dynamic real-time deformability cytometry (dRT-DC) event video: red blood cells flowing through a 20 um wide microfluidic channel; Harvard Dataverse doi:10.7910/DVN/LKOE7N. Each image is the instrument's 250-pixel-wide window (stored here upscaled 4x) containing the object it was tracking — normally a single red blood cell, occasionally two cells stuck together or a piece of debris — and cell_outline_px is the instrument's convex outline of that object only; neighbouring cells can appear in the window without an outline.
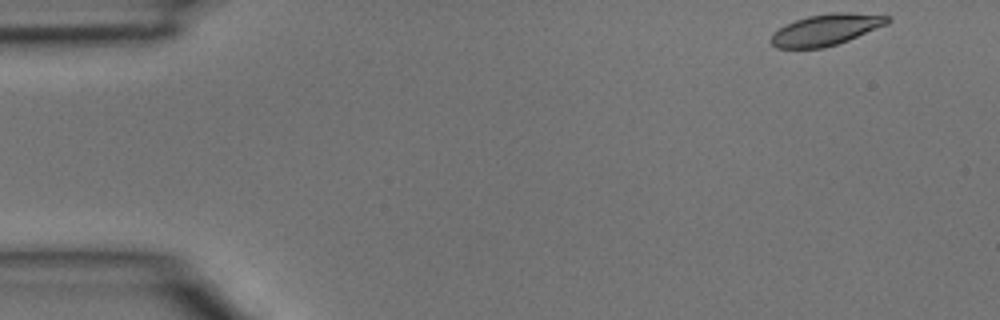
{"species": "common noctule bat (a hibernating species)", "species_latin": "Nyctalus noctula", "temperature_condition": "room temperature", "stored_images_in_passage": 4, "camera_frame_rate_fps": 3000, "um_per_image_px": 0.085, "animal": {"sex": "male", "body_mass_g": 15.6}, "frame": {"image": 1, "passage_image": 1, "time_ms": 0.0, "image_size_px": [1000, 320], "cell_outline_px": [[892, 20], [888, 24], [848, 40], [824, 48], [776, 48], [768, 40], [780, 28], [796, 20], [808, 16], [832, 12], [848, 12], [892, 16]], "centroid_in_image_um": [70.26, 2.52], "position_along_channel_um": 14.7, "area_um2": 21.15}}